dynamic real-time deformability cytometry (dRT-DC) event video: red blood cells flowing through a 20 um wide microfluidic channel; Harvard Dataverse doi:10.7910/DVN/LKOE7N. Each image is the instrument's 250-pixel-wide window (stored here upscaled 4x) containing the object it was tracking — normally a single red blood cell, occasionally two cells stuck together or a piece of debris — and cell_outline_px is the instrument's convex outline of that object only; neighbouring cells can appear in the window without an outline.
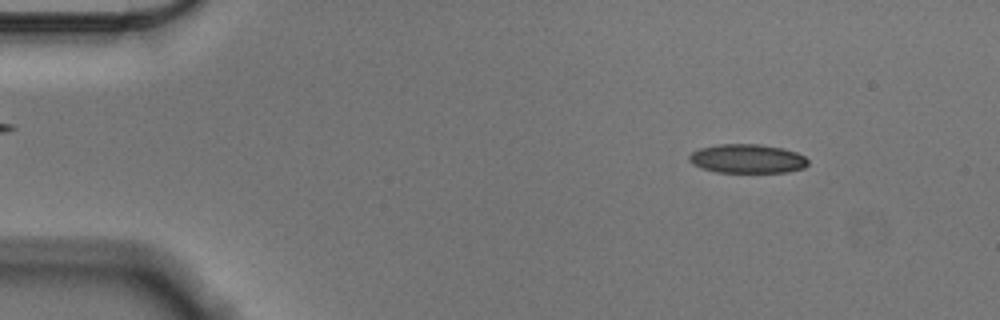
{"species": "Egyptian fruit bat (a non-hibernating species)", "species_latin": "Rousettus aegyptiacus", "temperature_condition": "cold", "stored_images_in_passage": 56, "camera_frame_rate_fps": 3000, "um_per_image_px": 0.085, "animal": {"sex": "male"}, "frame": {"image": 1, "passage_image": 7, "time_ms": 2.0, "image_size_px": [1000, 320], "cell_outline_px": [[808, 164], [804, 168], [788, 172], [716, 172], [700, 168], [692, 164], [688, 160], [688, 156], [692, 152], [700, 148], [716, 144], [760, 144], [784, 148], [796, 152], [804, 156], [808, 160]], "centroid_in_image_um": [63.51, 13.49], "position_along_channel_um": 21.5, "area_um2": 20.29}}
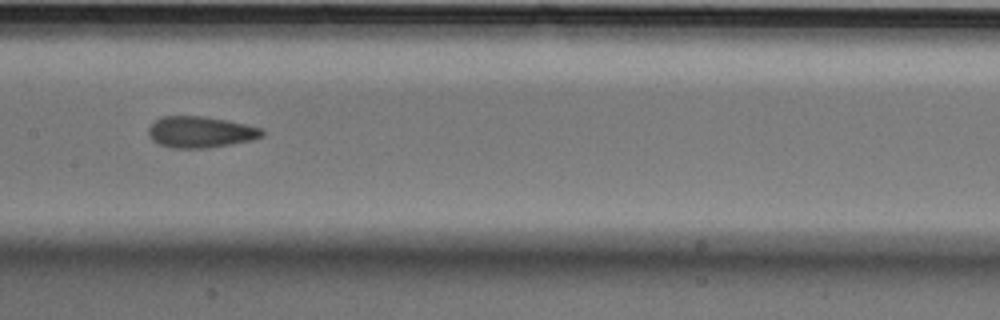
{"frame": {"image": 2, "passage_image": 28, "time_ms": 9.0, "image_size_px": [1000, 320], "cell_outline_px": [[264, 136], [252, 140], [232, 144], [208, 148], [172, 148], [160, 144], [152, 140], [148, 136], [148, 128], [156, 120], [164, 116], [204, 116], [228, 120], [264, 128]], "centroid_in_image_um": [17.08, 11.22], "position_along_channel_um": 190.3, "area_um2": 20.92}}
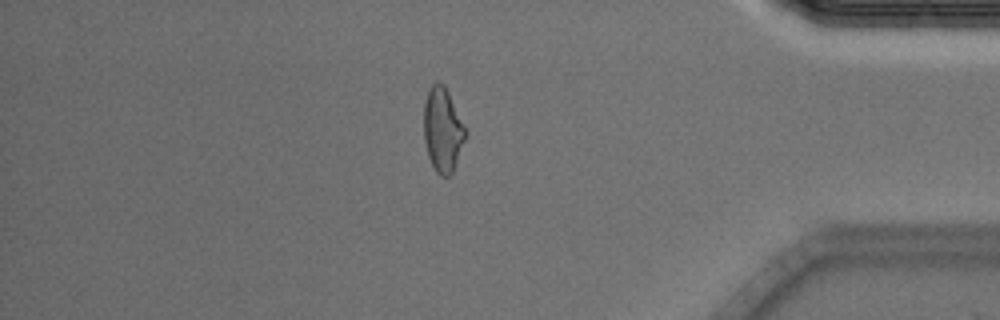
{"frame": {"image": 3, "passage_image": 48, "time_ms": 15.667, "image_size_px": [1000, 320], "cell_outline_px": [[468, 132], [452, 172], [448, 176], [440, 176], [436, 172], [428, 156], [424, 140], [424, 104], [428, 92], [432, 84], [436, 80], [444, 84], [468, 128]], "centroid_in_image_um": [37.65, 11.0], "position_along_channel_um": 397.5, "area_um2": 20.69}, "authors_computed_cell_mechanics": {"area_um2": 20.5479, "velocity_mm_per_s": 3.5652, "shape_relaxation_time_tau1_ms": 5.5954, "shape_relaxation_time_tau2_ms": 2.3283, "deformation_change_tau1": 0.136, "deformation_change_tau2": 0.0842}}